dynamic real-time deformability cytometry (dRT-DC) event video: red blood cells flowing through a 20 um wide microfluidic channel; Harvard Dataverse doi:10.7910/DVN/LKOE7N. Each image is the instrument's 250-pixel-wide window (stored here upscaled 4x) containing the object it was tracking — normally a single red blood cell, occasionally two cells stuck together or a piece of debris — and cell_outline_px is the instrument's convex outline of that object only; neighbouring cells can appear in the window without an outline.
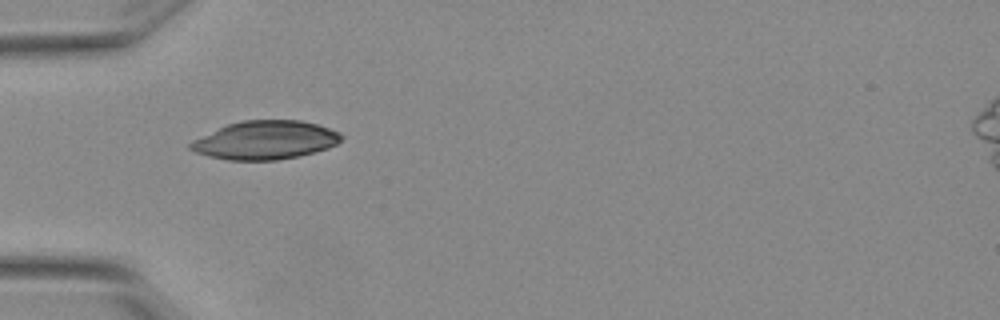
{"species": "Egyptian fruit bat (a non-hibernating species)", "species_latin": "Rousettus aegyptiacus", "temperature_condition": "warm", "stored_images_in_passage": 37, "camera_frame_rate_fps": 3000, "um_per_image_px": 0.085, "animal": {"sex": "female"}, "frame": {"image": 1, "passage_image": 1, "time_ms": 0.0, "image_size_px": [1000, 320], "cell_outline_px": [[344, 136], [336, 144], [328, 148], [300, 156], [276, 160], [228, 160], [208, 156], [196, 152], [188, 148], [188, 144], [192, 140], [228, 124], [240, 120], [300, 120], [316, 124], [340, 132]], "centroid_in_image_um": [22.54, 11.91], "position_along_channel_um": 62.5, "area_um2": 33.81}}
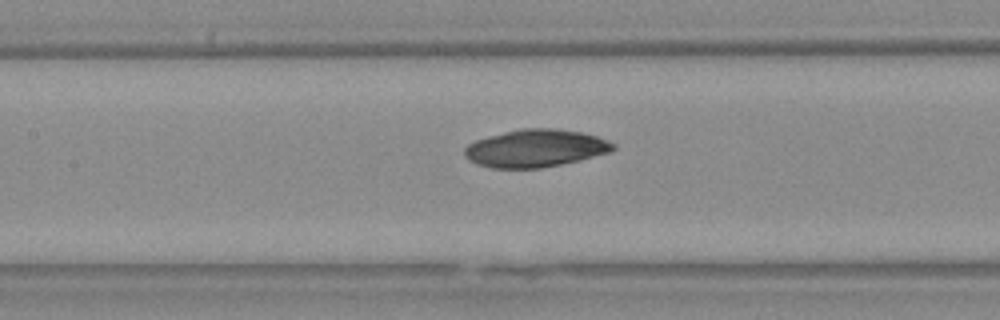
{"frame": {"image": 2, "passage_image": 9, "time_ms": 2.667, "image_size_px": [1000, 320], "cell_outline_px": [[616, 148], [612, 152], [560, 164], [540, 168], [492, 168], [468, 160], [464, 156], [464, 148], [468, 144], [476, 140], [488, 136], [520, 128], [556, 128], [580, 132], [596, 136], [608, 140], [616, 144]], "centroid_in_image_um": [45.52, 12.59], "position_along_channel_um": 161.9, "area_um2": 32.54}}
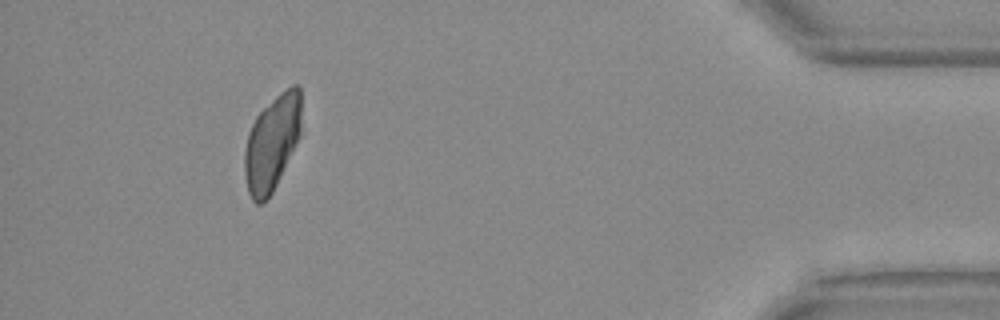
{"frame": {"image": 3, "passage_image": 33, "time_ms": 10.667, "image_size_px": [1000, 320], "cell_outline_px": [[304, 132], [272, 192], [260, 204], [256, 204], [252, 200], [248, 192], [244, 172], [244, 152], [248, 132], [256, 116], [280, 92], [292, 84], [300, 84]], "centroid_in_image_um": [23.18, 12.09], "position_along_channel_um": 412.0, "area_um2": 32.37}}